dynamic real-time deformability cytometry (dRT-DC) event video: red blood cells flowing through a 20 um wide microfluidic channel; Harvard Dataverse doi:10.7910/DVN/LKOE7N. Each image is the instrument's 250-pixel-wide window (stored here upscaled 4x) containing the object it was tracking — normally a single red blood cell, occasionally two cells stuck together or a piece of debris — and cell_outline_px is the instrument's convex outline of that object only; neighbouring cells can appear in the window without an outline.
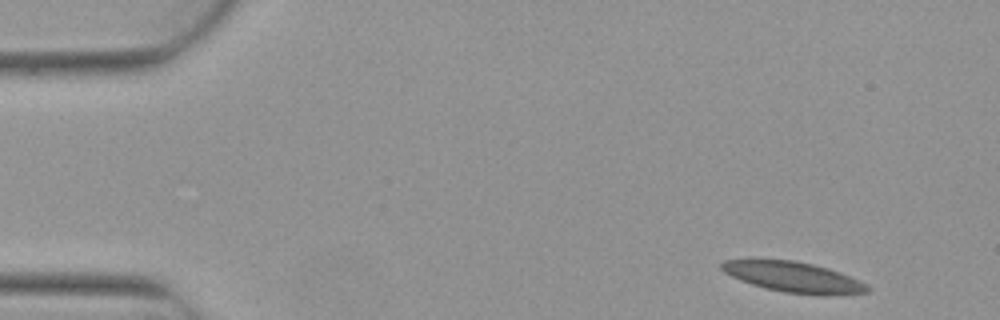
{"species": "Egyptian fruit bat (a non-hibernating species)", "species_latin": "Rousettus aegyptiacus", "temperature_condition": "warm", "stored_images_in_passage": 4, "camera_frame_rate_fps": 3000, "um_per_image_px": 0.085, "animal": {"sex": "female"}, "frame": {"image": 1, "passage_image": 1, "time_ms": 0.0, "image_size_px": [1000, 320], "cell_outline_px": [[872, 288], [868, 292], [824, 296], [816, 296], [784, 292], [752, 284], [732, 276], [724, 272], [720, 268], [720, 264], [724, 260], [796, 260], [828, 268], [840, 272], [868, 284]], "centroid_in_image_um": [67.51, 23.56], "position_along_channel_um": 17.5, "area_um2": 25.84}}
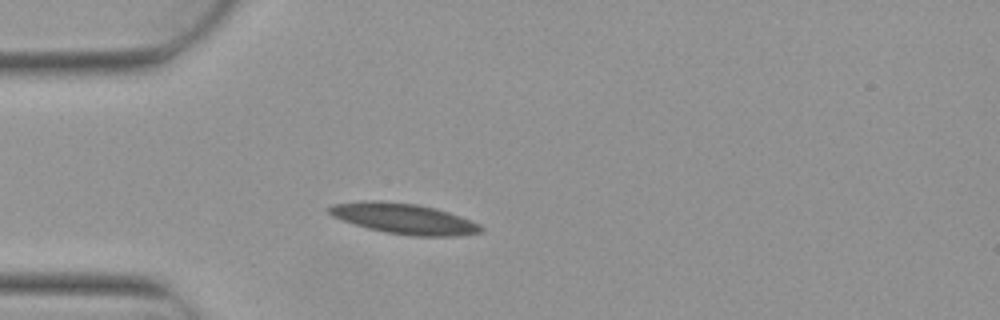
{"frame": {"image": 2, "passage_image": 4, "time_ms": 1.0, "image_size_px": [1000, 320], "cell_outline_px": [[484, 232], [456, 236], [412, 236], [384, 232], [368, 228], [332, 216], [324, 208], [332, 204], [364, 200], [380, 200], [416, 204], [436, 208], [472, 220], [480, 224], [484, 228]], "centroid_in_image_um": [34.34, 18.58], "position_along_channel_um": 50.7, "area_um2": 27.22}}